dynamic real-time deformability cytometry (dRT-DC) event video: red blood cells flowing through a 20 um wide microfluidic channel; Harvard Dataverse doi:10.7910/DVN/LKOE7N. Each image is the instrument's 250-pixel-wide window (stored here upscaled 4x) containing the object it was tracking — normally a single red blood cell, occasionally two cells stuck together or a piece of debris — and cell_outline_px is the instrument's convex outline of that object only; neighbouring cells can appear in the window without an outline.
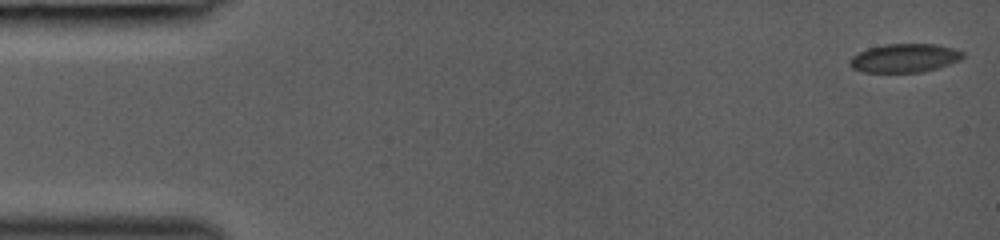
{"species": "common noctule bat (a hibernating species)", "species_latin": "Nyctalus noctula", "temperature_condition": "room temperature", "stored_images_in_passage": 6, "camera_frame_rate_fps": 3000, "um_per_image_px": 0.085, "animal": {"sex": "female", "body_mass_g": 19.0, "forearm_length_mm": 53.3}, "frame": {"image": 1, "passage_image": 1, "time_ms": 0.0, "image_size_px": [1000, 240], "cell_outline_px": [[964, 56], [960, 60], [924, 72], [864, 72], [852, 68], [848, 64], [848, 60], [852, 56], [868, 48], [884, 44], [936, 44], [952, 48], [964, 52]], "centroid_in_image_um": [76.86, 4.93], "position_along_channel_um": 8.1, "area_um2": 18.84}}
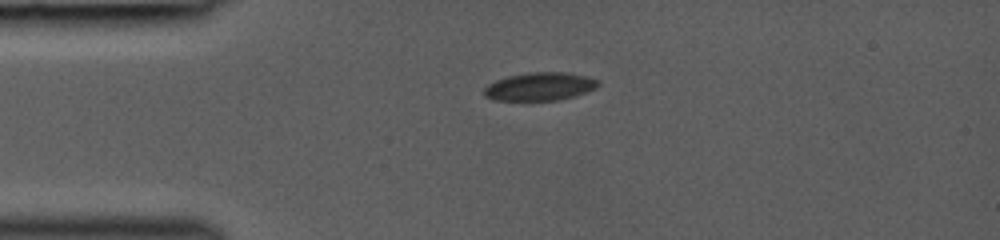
{"frame": {"image": 2, "passage_image": 5, "time_ms": 3.333, "image_size_px": [1000, 240], "cell_outline_px": [[600, 84], [596, 88], [572, 96], [556, 100], [496, 100], [484, 96], [484, 88], [488, 84], [496, 80], [508, 76], [528, 72], [564, 72], [584, 76], [600, 80]], "centroid_in_image_um": [45.86, 7.34], "position_along_channel_um": 39.1, "area_um2": 18.5}}